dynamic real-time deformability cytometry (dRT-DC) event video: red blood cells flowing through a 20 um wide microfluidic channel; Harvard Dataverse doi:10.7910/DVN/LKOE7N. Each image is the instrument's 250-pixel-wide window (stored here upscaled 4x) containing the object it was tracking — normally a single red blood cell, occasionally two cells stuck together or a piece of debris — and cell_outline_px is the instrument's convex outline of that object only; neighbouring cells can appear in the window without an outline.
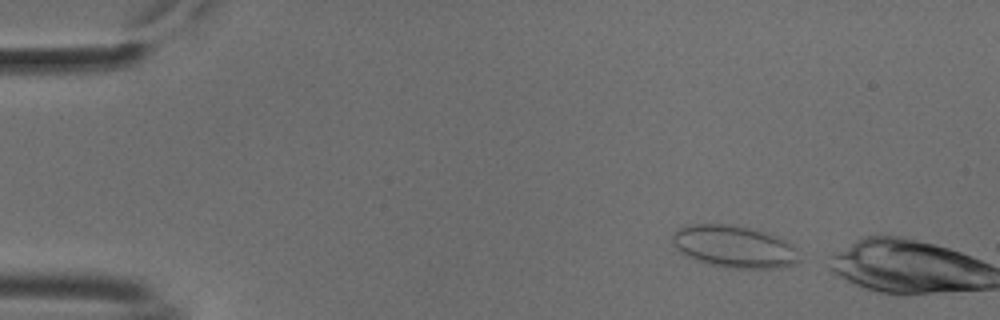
{"species": "common noctule bat (a hibernating species)", "species_latin": "Nyctalus noctula", "temperature_condition": "cold", "stored_images_in_passage": 4, "camera_frame_rate_fps": 3000, "um_per_image_px": 0.085, "animal": {"sex": "male", "body_mass_g": 18.8}, "frame": {"image": 1, "passage_image": 2, "time_ms": 0.333, "image_size_px": [1000, 320], "cell_outline_px": [[800, 260], [796, 264], [776, 268], [728, 268], [708, 264], [688, 256], [680, 252], [676, 248], [672, 240], [672, 236], [680, 228], [688, 224], [732, 224], [764, 232], [776, 236], [792, 244], [796, 248]], "centroid_in_image_um": [62.42, 20.97], "position_along_channel_um": 22.6, "area_um2": 31.04}}